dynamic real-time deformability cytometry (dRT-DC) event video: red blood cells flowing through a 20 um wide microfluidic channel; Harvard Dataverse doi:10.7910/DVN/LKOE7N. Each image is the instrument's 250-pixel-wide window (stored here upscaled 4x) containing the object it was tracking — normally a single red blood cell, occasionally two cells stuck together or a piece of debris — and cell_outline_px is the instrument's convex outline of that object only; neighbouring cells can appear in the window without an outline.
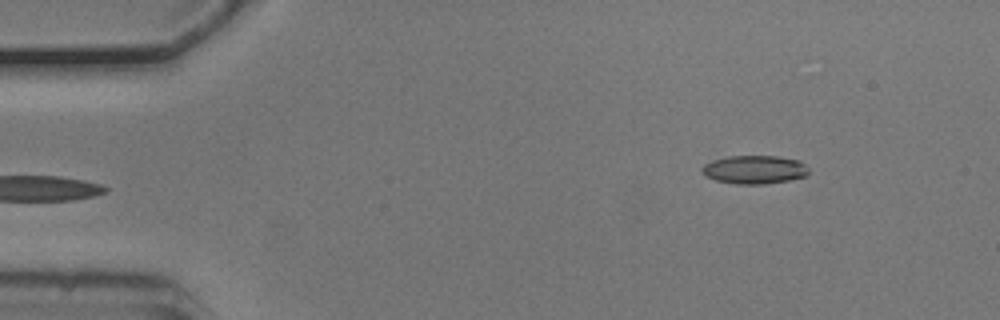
{"species": "common noctule bat (a hibernating species)", "species_latin": "Nyctalus noctula", "temperature_condition": "cold", "stored_images_in_passage": 41, "camera_frame_rate_fps": 3000, "um_per_image_px": 0.085, "animal": {"sex": "male", "body_mass_g": 20.5, "forearm_length_mm": 52.5}, "frame": {"image": 1, "passage_image": 1, "time_ms": 0.0, "image_size_px": [1000, 320], "cell_outline_px": [[808, 172], [804, 176], [788, 180], [764, 184], [736, 184], [716, 180], [704, 176], [700, 172], [700, 168], [704, 164], [712, 160], [728, 156], [776, 156], [800, 160], [808, 168]], "centroid_in_image_um": [64.07, 14.41], "position_along_channel_um": 20.9, "area_um2": 17.74}}
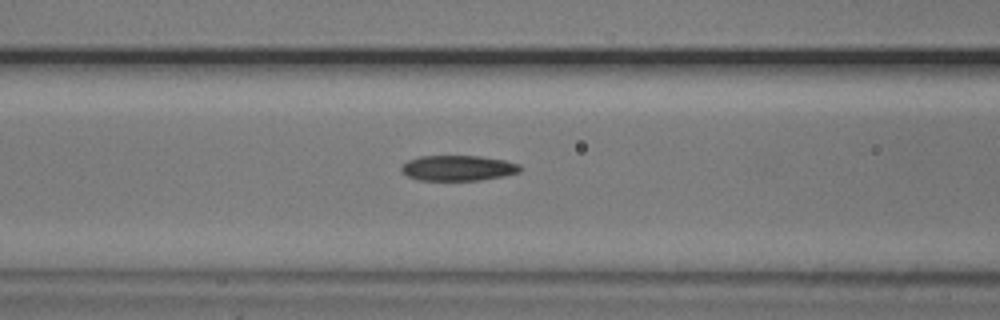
{"frame": {"image": 2, "passage_image": 16, "time_ms": 5.0, "image_size_px": [1000, 320], "cell_outline_px": [[520, 172], [504, 176], [480, 180], [416, 180], [408, 176], [400, 168], [408, 160], [420, 156], [480, 156], [504, 160], [520, 164]], "centroid_in_image_um": [38.95, 14.28], "position_along_channel_um": 127.7, "area_um2": 17.51}}
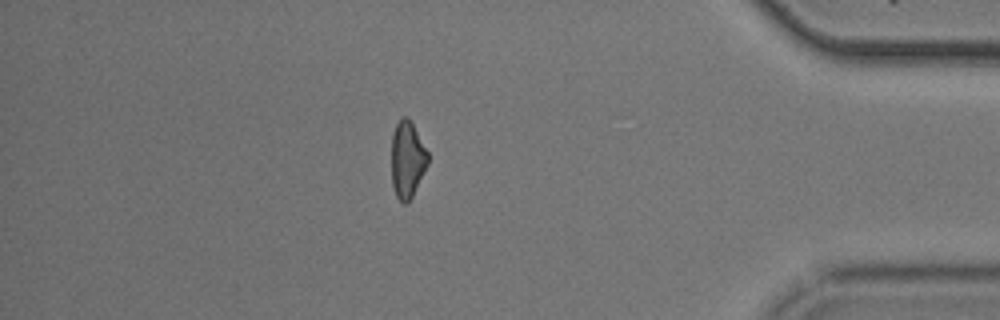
{"frame": {"image": 3, "passage_image": 41, "time_ms": 13.333, "image_size_px": [1000, 320], "cell_outline_px": [[428, 164], [408, 204], [404, 204], [396, 196], [392, 184], [392, 132], [400, 116], [408, 116], [428, 152]], "centroid_in_image_um": [34.61, 13.54], "position_along_channel_um": 400.6, "area_um2": 16.3}, "authors_computed_cell_mechanics": {"area_um2": 17.8602, "velocity_mm_per_s": 3.7298, "shape_relaxation_time_tau1_ms": 10.0918, "shape_relaxation_time_tau2_ms": 3.0911, "deformation_change_tau1": 0.2409, "deformation_change_tau2": 0.1125}}